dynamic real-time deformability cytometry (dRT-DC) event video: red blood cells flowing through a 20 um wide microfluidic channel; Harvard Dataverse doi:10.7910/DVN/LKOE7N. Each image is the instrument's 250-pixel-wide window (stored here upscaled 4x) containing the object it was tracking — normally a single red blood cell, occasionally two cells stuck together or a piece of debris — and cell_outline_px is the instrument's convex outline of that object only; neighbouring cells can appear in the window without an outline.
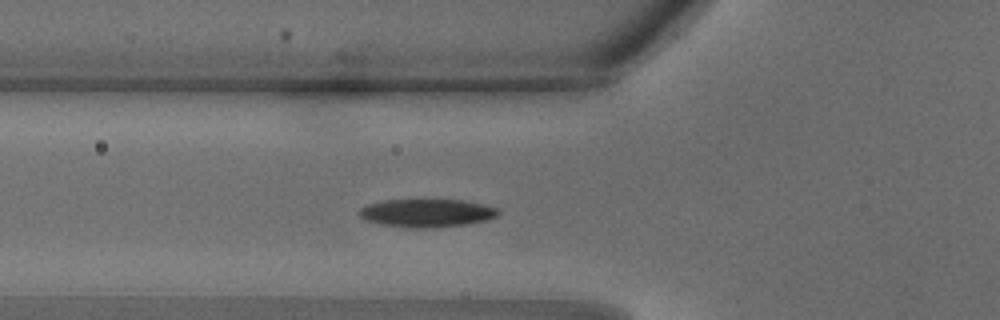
{"species": "common noctule bat (a hibernating species)", "species_latin": "Nyctalus noctula", "temperature_condition": "warm", "stored_images_in_passage": 30, "camera_frame_rate_fps": 3000, "um_per_image_px": 0.085, "animal": {"sex": "male", "body_mass_g": 18.8}, "frame": {"image": 1, "passage_image": 8, "time_ms": 2.333, "image_size_px": [1000, 320], "cell_outline_px": [[500, 212], [496, 216], [484, 220], [468, 224], [432, 228], [408, 228], [380, 224], [364, 220], [356, 212], [360, 208], [368, 204], [384, 200], [460, 200], [484, 204], [496, 208]], "centroid_in_image_um": [36.22, 18.11], "position_along_channel_um": 89.6, "area_um2": 22.83}}
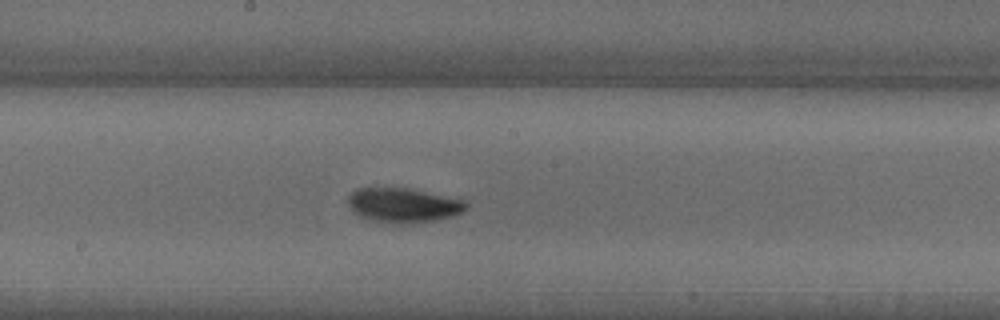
{"frame": {"image": 2, "passage_image": 14, "time_ms": 4.333, "image_size_px": [1000, 320], "cell_outline_px": [[468, 208], [464, 212], [452, 216], [436, 220], [396, 224], [372, 220], [360, 216], [352, 212], [348, 208], [348, 196], [356, 188], [408, 188], [464, 200], [468, 204]], "centroid_in_image_um": [34.26, 17.44], "position_along_channel_um": 213.9, "area_um2": 23.76}}
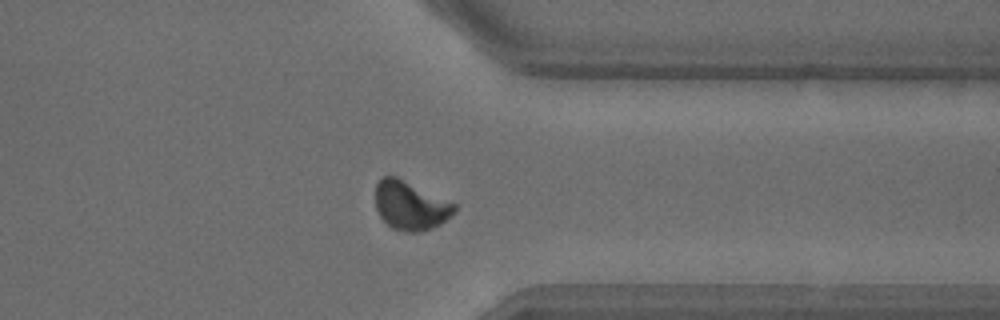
{"frame": {"image": 3, "passage_image": 22, "time_ms": 7.0, "image_size_px": [1000, 320], "cell_outline_px": [[456, 212], [440, 224], [432, 228], [420, 232], [408, 232], [392, 228], [380, 216], [376, 208], [376, 184], [384, 176], [396, 176], [456, 204]], "centroid_in_image_um": [34.89, 17.48], "position_along_channel_um": 376.5, "area_um2": 22.25}}